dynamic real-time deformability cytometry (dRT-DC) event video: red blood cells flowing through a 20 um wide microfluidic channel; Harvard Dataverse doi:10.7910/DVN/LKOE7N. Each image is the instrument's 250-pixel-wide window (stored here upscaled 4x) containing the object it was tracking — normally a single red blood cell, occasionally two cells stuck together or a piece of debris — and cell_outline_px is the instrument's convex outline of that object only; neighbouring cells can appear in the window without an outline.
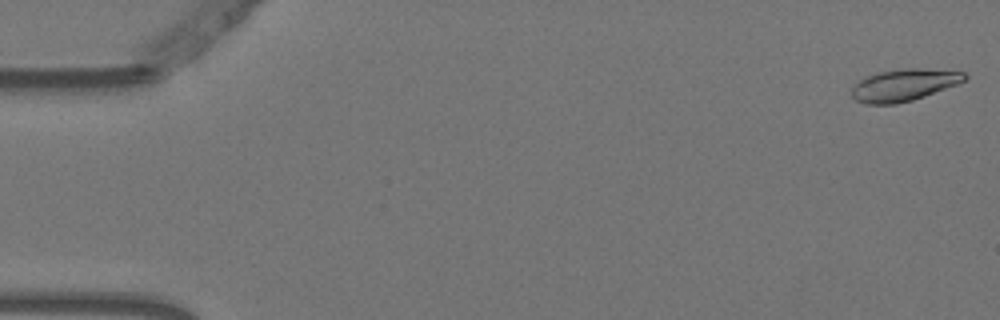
{"species": "Egyptian fruit bat (a non-hibernating species)", "species_latin": "Rousettus aegyptiacus", "temperature_condition": "warm", "stored_images_in_passage": 44, "camera_frame_rate_fps": 3000, "um_per_image_px": 0.085, "animal": {"sex": "female"}, "frame": {"image": 1, "passage_image": 1, "time_ms": 0.0, "image_size_px": [1000, 320], "cell_outline_px": [[968, 76], [964, 80], [956, 84], [924, 96], [912, 100], [896, 104], [864, 104], [856, 100], [852, 96], [852, 88], [860, 80], [876, 72], [904, 68], [920, 68], [964, 72]], "centroid_in_image_um": [76.81, 7.22], "position_along_channel_um": 8.2, "area_um2": 20.81}}
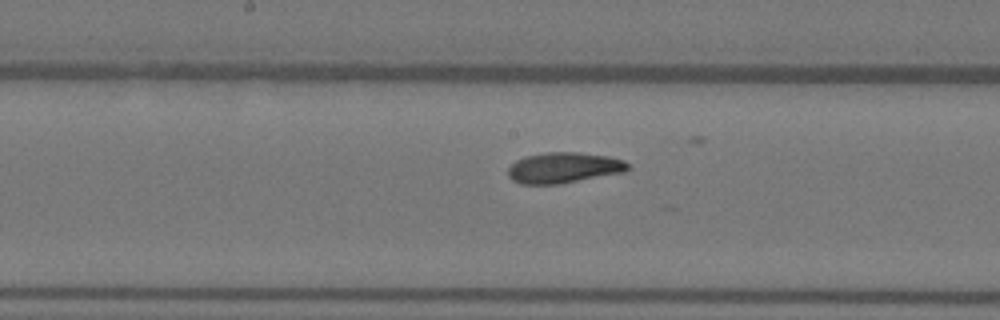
{"frame": {"image": 2, "passage_image": 28, "time_ms": 9.0, "image_size_px": [1000, 320], "cell_outline_px": [[628, 172], [560, 184], [520, 184], [512, 180], [508, 176], [508, 168], [516, 160], [524, 156], [548, 152], [580, 152], [608, 156], [624, 160], [628, 164]], "centroid_in_image_um": [47.93, 14.26], "position_along_channel_um": 200.3, "area_um2": 21.73}}
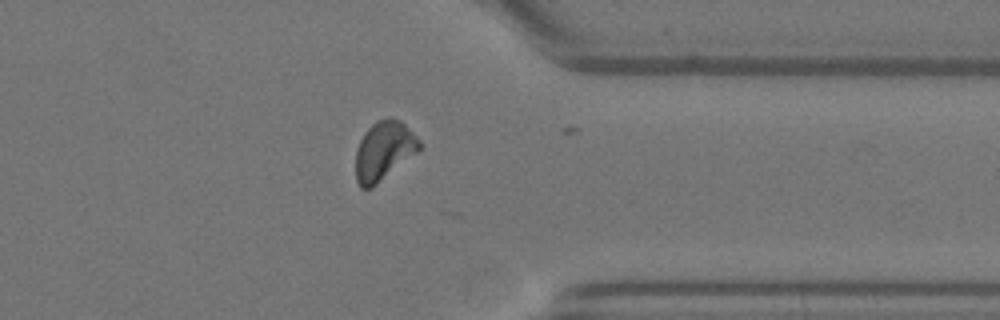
{"frame": {"image": 3, "passage_image": 43, "time_ms": 14.0, "image_size_px": [1000, 320], "cell_outline_px": [[420, 148], [416, 152], [372, 188], [360, 188], [356, 180], [356, 148], [364, 132], [376, 120], [388, 116], [392, 116], [400, 120], [420, 140]], "centroid_in_image_um": [32.6, 12.79], "position_along_channel_um": 378.8, "area_um2": 21.79}}